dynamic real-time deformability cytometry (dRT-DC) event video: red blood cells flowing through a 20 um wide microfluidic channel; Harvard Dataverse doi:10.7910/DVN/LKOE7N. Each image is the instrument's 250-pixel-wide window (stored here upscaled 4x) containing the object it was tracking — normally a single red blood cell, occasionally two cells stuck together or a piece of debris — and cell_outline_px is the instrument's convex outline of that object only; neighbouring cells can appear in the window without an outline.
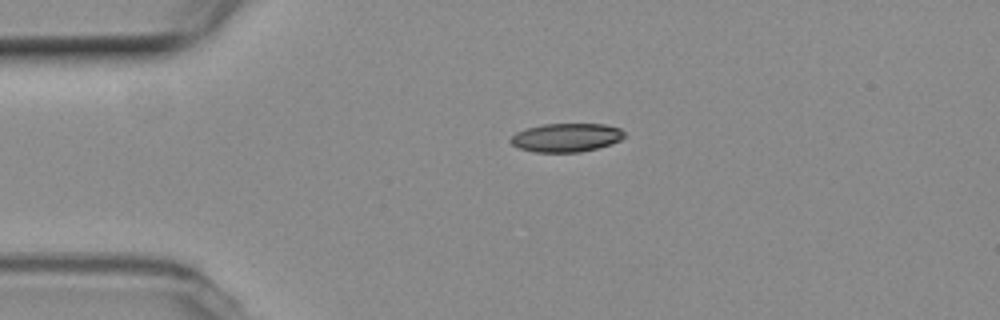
{"species": "common noctule bat (a hibernating species)", "species_latin": "Nyctalus noctula", "temperature_condition": "room temperature", "stored_images_in_passage": 38, "camera_frame_rate_fps": 3000, "um_per_image_px": 0.085, "animal": {"sex": "female", "body_mass_g": 19.3, "forearm_length_mm": 54.1}, "frame": {"image": 1, "passage_image": 1, "time_ms": 0.0, "image_size_px": [1000, 320], "cell_outline_px": [[624, 136], [620, 140], [596, 148], [580, 152], [536, 152], [520, 148], [512, 144], [512, 136], [516, 132], [528, 128], [544, 124], [604, 124], [620, 128], [624, 132]], "centroid_in_image_um": [48.14, 11.68], "position_along_channel_um": 36.9, "area_um2": 18.61}}
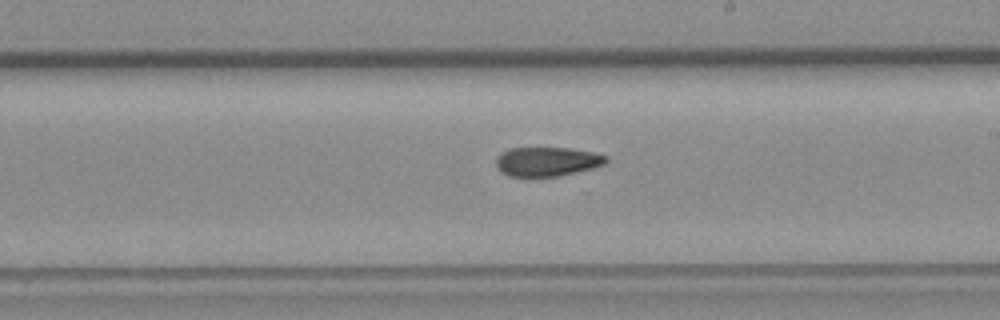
{"frame": {"image": 2, "passage_image": 20, "time_ms": 6.333, "image_size_px": [1000, 320], "cell_outline_px": [[608, 160], [604, 164], [592, 168], [560, 176], [508, 176], [500, 172], [496, 168], [496, 160], [504, 152], [512, 148], [568, 148], [592, 152], [608, 156]], "centroid_in_image_um": [46.51, 13.74], "position_along_channel_um": 242.5, "area_um2": 18.55}}
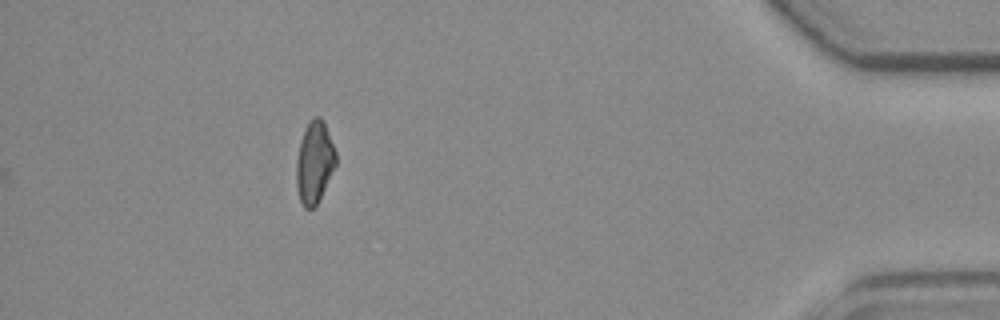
{"frame": {"image": 3, "passage_image": 38, "time_ms": 12.333, "image_size_px": [1000, 320], "cell_outline_px": [[336, 164], [316, 204], [312, 208], [304, 208], [300, 200], [296, 184], [296, 160], [300, 140], [312, 116], [320, 116], [324, 124], [336, 152]], "centroid_in_image_um": [26.71, 13.79], "position_along_channel_um": 408.5, "area_um2": 18.44}, "authors_computed_cell_mechanics": {"area_um2": 19.5075, "velocity_mm_per_s": 3.7593, "shape_relaxation_time_tau1_ms": 6.632, "shape_relaxation_time_tau2_ms": 4.9693, "deformation_change_tau1": 0.1802, "deformation_change_tau2": 0.1212}}